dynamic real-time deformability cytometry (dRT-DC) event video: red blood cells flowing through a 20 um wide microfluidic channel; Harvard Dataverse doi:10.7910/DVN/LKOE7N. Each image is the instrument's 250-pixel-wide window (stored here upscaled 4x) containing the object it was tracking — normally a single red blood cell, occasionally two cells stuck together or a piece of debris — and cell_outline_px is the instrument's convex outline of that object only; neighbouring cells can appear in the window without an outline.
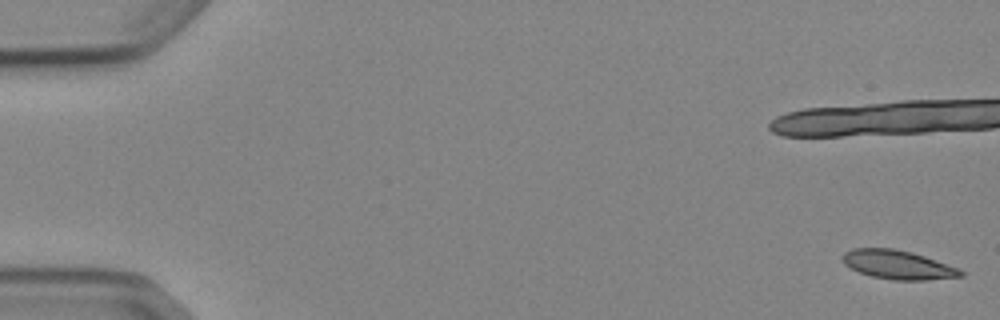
{"species": "Egyptian fruit bat (a non-hibernating species)", "species_latin": "Rousettus aegyptiacus", "temperature_condition": "cold", "stored_images_in_passage": 6, "camera_frame_rate_fps": 3000, "um_per_image_px": 0.085, "animal": {"sex": "female"}, "frame": {"image": 1, "passage_image": 1, "time_ms": 0.0, "image_size_px": [1000, 320], "cell_outline_px": [[964, 276], [924, 280], [892, 280], [872, 276], [860, 272], [844, 264], [844, 252], [852, 248], [892, 248], [912, 252], [960, 268], [964, 272]], "centroid_in_image_um": [76.36, 22.5], "position_along_channel_um": 8.6, "area_um2": 19.77}}